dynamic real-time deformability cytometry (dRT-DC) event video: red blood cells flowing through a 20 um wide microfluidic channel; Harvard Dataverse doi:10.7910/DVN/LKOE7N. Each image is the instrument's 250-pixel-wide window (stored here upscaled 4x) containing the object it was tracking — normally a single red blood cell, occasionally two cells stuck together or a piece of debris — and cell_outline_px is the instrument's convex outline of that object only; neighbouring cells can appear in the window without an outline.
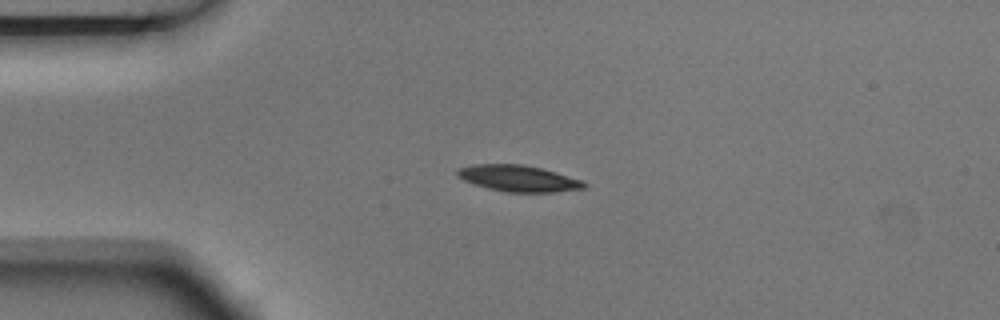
{"species": "Egyptian fruit bat (a non-hibernating species)", "species_latin": "Rousettus aegyptiacus", "temperature_condition": "room temperature", "stored_images_in_passage": 5, "camera_frame_rate_fps": 3000, "um_per_image_px": 0.085, "animal": {"sex": "male"}, "frame": {"image": 1, "passage_image": 3, "time_ms": 0.667, "image_size_px": [1000, 320], "cell_outline_px": [[588, 184], [584, 188], [552, 192], [504, 192], [488, 188], [464, 180], [456, 176], [456, 172], [460, 168], [472, 164], [524, 164], [556, 172], [584, 180]], "centroid_in_image_um": [44.08, 15.16], "position_along_channel_um": 40.9, "area_um2": 19.42}}
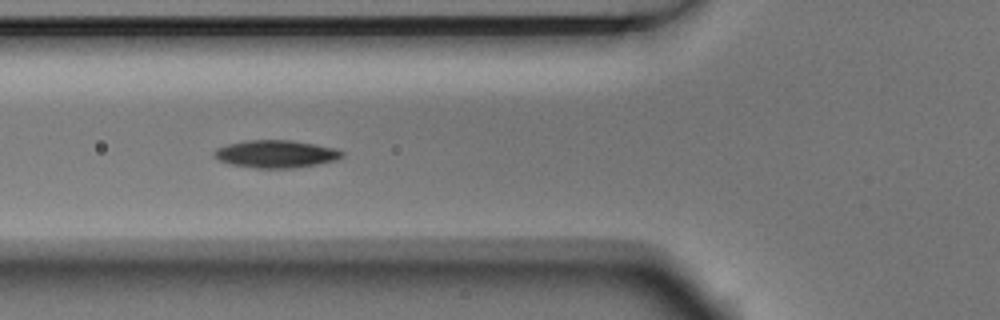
{"frame": {"image": 2, "passage_image": 5, "time_ms": 1.333, "image_size_px": [1000, 320], "cell_outline_px": [[344, 156], [336, 160], [316, 164], [292, 168], [256, 168], [232, 164], [220, 160], [212, 156], [212, 152], [216, 148], [228, 144], [244, 140], [292, 140], [316, 144], [336, 148], [344, 152]], "centroid_in_image_um": [23.45, 13.07], "position_along_channel_um": 102.3, "area_um2": 20.63}}